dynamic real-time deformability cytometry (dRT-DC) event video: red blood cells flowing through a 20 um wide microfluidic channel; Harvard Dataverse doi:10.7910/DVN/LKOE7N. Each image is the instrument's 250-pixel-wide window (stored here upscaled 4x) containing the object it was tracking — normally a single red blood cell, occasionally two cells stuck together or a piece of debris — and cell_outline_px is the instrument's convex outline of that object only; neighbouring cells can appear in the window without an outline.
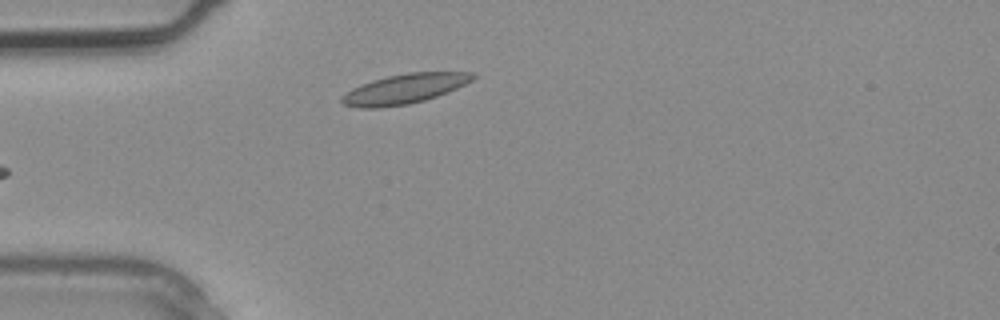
{"species": "common noctule bat (a hibernating species)", "species_latin": "Nyctalus noctula", "temperature_condition": "warm", "stored_images_in_passage": 4, "camera_frame_rate_fps": 3000, "um_per_image_px": 0.085, "animal": {"sex": "male", "body_mass_g": 20.4}, "frame": {"image": 1, "passage_image": 4, "time_ms": 1.0, "image_size_px": [1000, 320], "cell_outline_px": [[476, 76], [472, 80], [448, 92], [424, 100], [408, 104], [376, 108], [360, 108], [344, 104], [340, 100], [340, 96], [352, 88], [360, 84], [372, 80], [388, 76], [408, 72], [476, 72]], "centroid_in_image_um": [34.36, 7.54], "position_along_channel_um": 50.6, "area_um2": 22.66}}